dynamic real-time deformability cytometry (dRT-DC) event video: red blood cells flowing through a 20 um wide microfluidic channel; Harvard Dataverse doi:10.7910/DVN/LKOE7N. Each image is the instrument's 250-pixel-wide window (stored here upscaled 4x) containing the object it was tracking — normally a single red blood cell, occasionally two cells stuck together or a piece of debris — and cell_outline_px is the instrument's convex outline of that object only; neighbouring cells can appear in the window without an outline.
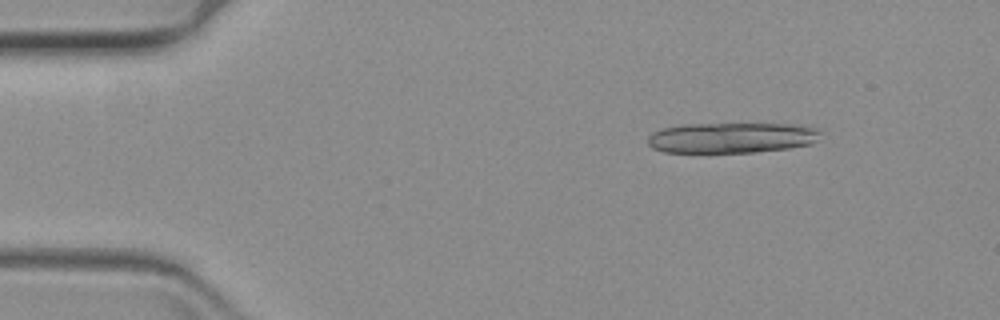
{"species": "common noctule bat (a hibernating species)", "species_latin": "Nyctalus noctula", "temperature_condition": "warm", "stored_images_in_passage": 13, "camera_frame_rate_fps": 3000, "um_per_image_px": 0.085, "animal": {"sex": "female", "body_mass_g": 19.3, "forearm_length_mm": 54.1}, "frame": {"image": 1, "passage_image": 1, "time_ms": 0.0, "image_size_px": [1000, 320], "cell_outline_px": [[820, 132], [816, 140], [812, 144], [788, 148], [756, 152], [664, 152], [652, 148], [648, 144], [648, 136], [652, 132], [664, 128], [680, 124], [800, 124], [816, 128]], "centroid_in_image_um": [62.18, 11.7], "position_along_channel_um": 22.8, "area_um2": 30.75}}